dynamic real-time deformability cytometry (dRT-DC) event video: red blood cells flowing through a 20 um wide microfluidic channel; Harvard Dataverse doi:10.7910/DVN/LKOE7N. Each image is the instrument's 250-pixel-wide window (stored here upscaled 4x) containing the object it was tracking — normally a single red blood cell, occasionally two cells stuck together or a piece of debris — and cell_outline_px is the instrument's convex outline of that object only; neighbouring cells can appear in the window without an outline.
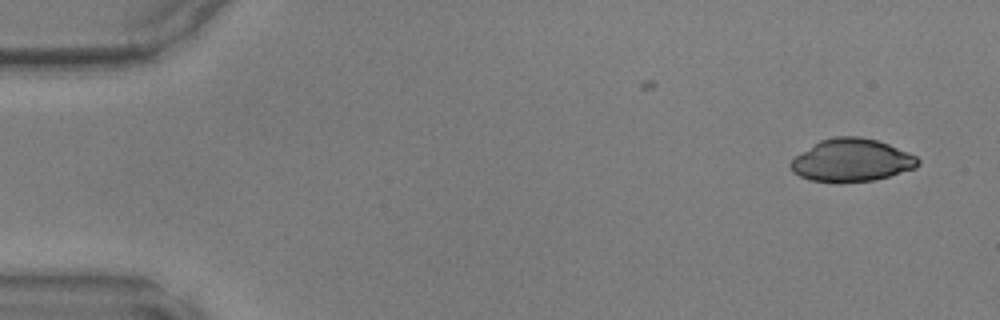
{"species": "common noctule bat (a hibernating species)", "species_latin": "Nyctalus noctula", "temperature_condition": "warm", "stored_images_in_passage": 11, "camera_frame_rate_fps": 3000, "um_per_image_px": 0.085, "animal": {"sex": "male", "body_mass_g": 17.9, "forearm_length_mm": 54.2}, "frame": {"image": 1, "passage_image": 1, "time_ms": 0.0, "image_size_px": [1000, 320], "cell_outline_px": [[920, 164], [916, 168], [888, 176], [872, 180], [840, 184], [836, 184], [808, 180], [792, 172], [788, 164], [796, 156], [820, 140], [836, 136], [860, 136], [876, 140], [888, 144], [908, 152], [916, 156], [920, 160]], "centroid_in_image_um": [72.37, 13.65], "position_along_channel_um": 12.6, "area_um2": 32.02}}